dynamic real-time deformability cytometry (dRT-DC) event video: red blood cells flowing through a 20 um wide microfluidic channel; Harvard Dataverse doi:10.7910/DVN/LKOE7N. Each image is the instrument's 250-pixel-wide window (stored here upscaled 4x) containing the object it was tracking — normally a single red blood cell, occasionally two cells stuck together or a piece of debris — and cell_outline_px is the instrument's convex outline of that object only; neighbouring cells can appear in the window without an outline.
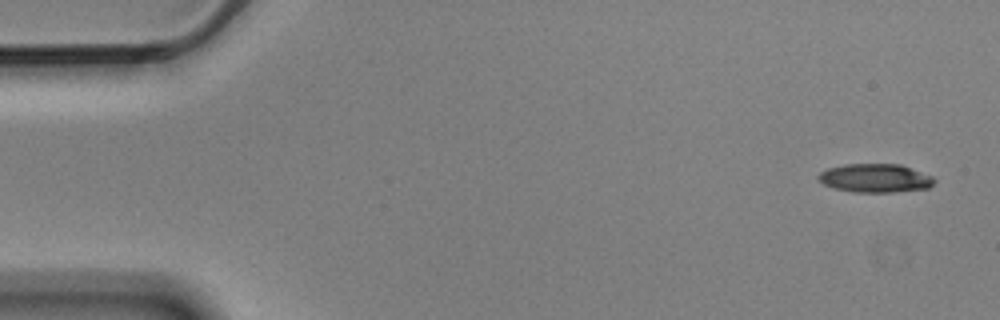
{"species": "Egyptian fruit bat (a non-hibernating species)", "species_latin": "Rousettus aegyptiacus", "temperature_condition": "cold", "stored_images_in_passage": 5, "camera_frame_rate_fps": 3000, "um_per_image_px": 0.085, "animal": {"sex": "male"}, "frame": {"image": 1, "passage_image": 1, "time_ms": 0.0, "image_size_px": [1000, 320], "cell_outline_px": [[936, 180], [928, 188], [892, 192], [852, 192], [832, 188], [824, 184], [816, 176], [820, 172], [828, 168], [848, 164], [900, 164], [932, 176]], "centroid_in_image_um": [74.37, 15.14], "position_along_channel_um": 10.6, "area_um2": 19.25}}